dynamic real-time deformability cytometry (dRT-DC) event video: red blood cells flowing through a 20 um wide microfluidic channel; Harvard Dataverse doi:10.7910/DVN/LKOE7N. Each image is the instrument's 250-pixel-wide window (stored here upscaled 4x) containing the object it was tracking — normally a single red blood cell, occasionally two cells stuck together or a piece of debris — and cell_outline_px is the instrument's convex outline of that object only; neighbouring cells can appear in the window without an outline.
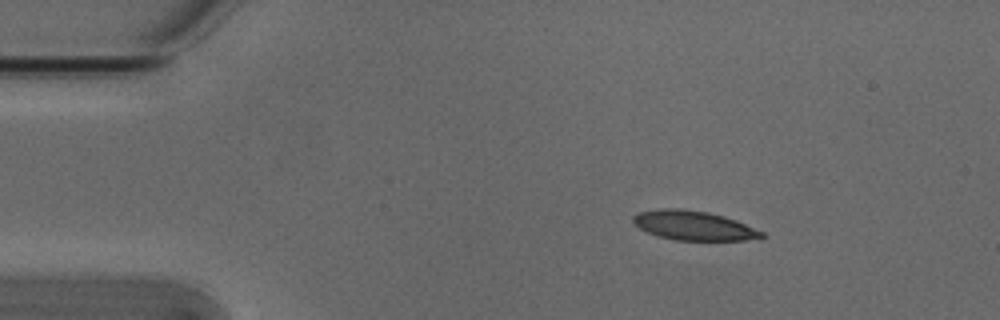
{"species": "Egyptian fruit bat (a non-hibernating species)", "species_latin": "Rousettus aegyptiacus", "temperature_condition": "cold", "stored_images_in_passage": 3, "camera_frame_rate_fps": 3000, "um_per_image_px": 0.085, "animal": {"sex": "male"}, "frame": {"image": 1, "passage_image": 1, "time_ms": 0.0, "image_size_px": [1000, 320], "cell_outline_px": [[768, 236], [760, 240], [676, 240], [660, 236], [648, 232], [640, 228], [632, 220], [632, 216], [640, 212], [660, 208], [680, 208], [708, 212], [724, 216], [736, 220], [764, 232]], "centroid_in_image_um": [59.04, 19.17], "position_along_channel_um": 26.0, "area_um2": 22.08}}